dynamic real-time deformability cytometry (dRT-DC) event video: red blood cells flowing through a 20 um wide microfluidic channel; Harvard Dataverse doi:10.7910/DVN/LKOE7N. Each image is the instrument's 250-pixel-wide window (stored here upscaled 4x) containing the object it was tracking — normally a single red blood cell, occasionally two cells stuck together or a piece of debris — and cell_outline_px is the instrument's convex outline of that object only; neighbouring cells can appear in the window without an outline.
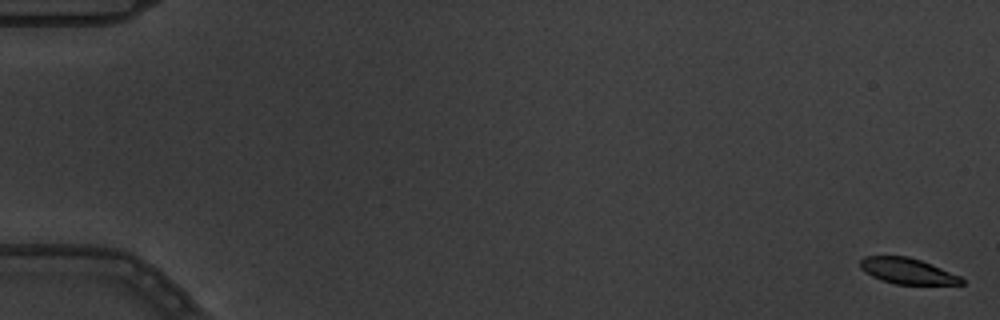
{"species": "common noctule bat (a hibernating species)", "species_latin": "Nyctalus noctula", "temperature_condition": "warm", "stored_images_in_passage": 7, "camera_frame_rate_fps": 3000, "um_per_image_px": 0.085, "animal": {"sex": "male", "body_mass_g": 19.5, "forearm_length_mm": 54.6}, "frame": {"image": 1, "passage_image": 1, "time_ms": 0.0, "image_size_px": [1000, 320], "cell_outline_px": [[964, 284], [896, 284], [880, 280], [872, 276], [860, 268], [860, 260], [864, 256], [908, 256], [920, 260], [960, 276], [964, 280]], "centroid_in_image_um": [77.1, 23.03], "position_along_channel_um": 7.9, "area_um2": 15.09}}
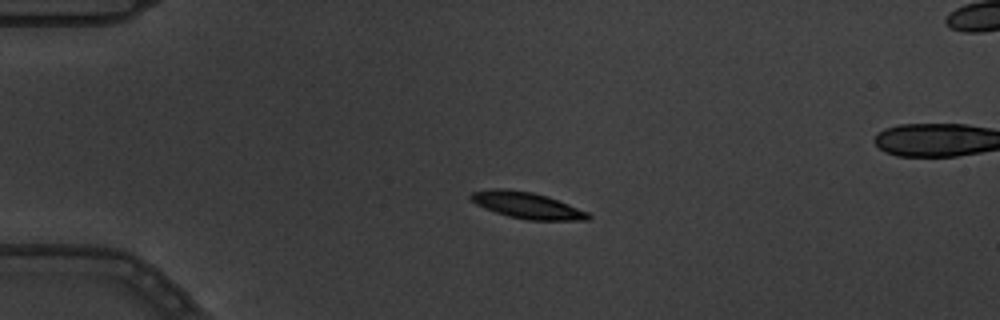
{"frame": {"image": 2, "passage_image": 5, "time_ms": 1.333, "image_size_px": [1000, 320], "cell_outline_px": [[592, 216], [588, 220], [528, 220], [508, 216], [496, 212], [476, 204], [468, 196], [472, 192], [492, 188], [508, 188], [532, 192], [548, 196], [588, 212]], "centroid_in_image_um": [44.79, 17.44], "position_along_channel_um": 40.2, "area_um2": 18.03}}